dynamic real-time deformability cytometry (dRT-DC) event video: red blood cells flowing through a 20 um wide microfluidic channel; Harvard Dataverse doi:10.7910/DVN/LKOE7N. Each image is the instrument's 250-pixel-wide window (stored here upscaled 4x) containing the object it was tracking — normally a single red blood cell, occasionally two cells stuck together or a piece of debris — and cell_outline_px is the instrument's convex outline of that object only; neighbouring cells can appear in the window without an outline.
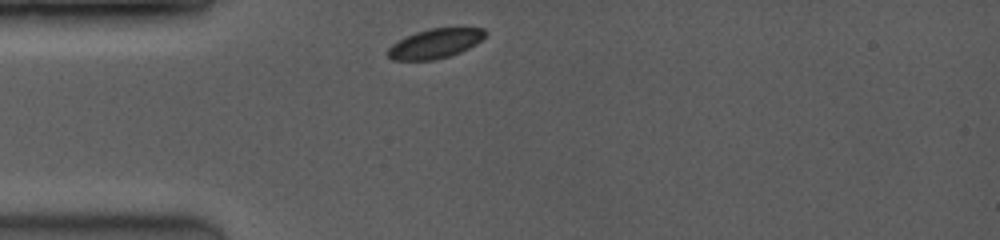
{"species": "common noctule bat (a hibernating species)", "species_latin": "Nyctalus noctula", "temperature_condition": "room temperature", "stored_images_in_passage": 24, "camera_frame_rate_fps": 3500, "um_per_image_px": 0.085, "animal": {"sex": "female", "body_mass_g": 19.0, "forearm_length_mm": 53.3}, "frame": {"image": 1, "passage_image": 1, "time_ms": 0.0, "image_size_px": [1000, 240], "cell_outline_px": [[488, 32], [476, 44], [460, 52], [448, 56], [432, 60], [392, 60], [384, 52], [396, 40], [416, 32], [428, 28], [484, 28]], "centroid_in_image_um": [36.93, 3.7], "position_along_channel_um": 48.1, "area_um2": 16.82}}
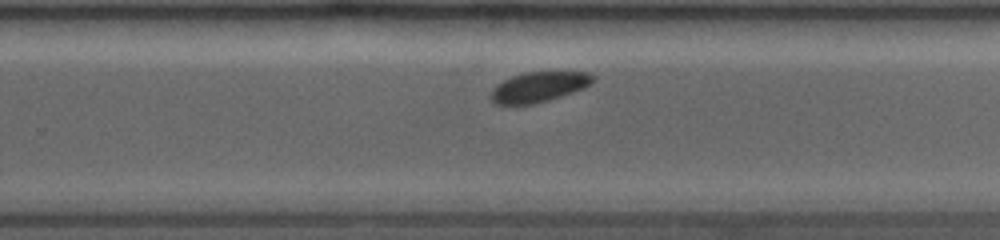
{"frame": {"image": 2, "passage_image": 19, "time_ms": 6.286, "image_size_px": [1000, 240], "cell_outline_px": [[596, 80], [592, 84], [584, 88], [548, 100], [532, 104], [496, 104], [488, 96], [492, 88], [504, 80], [512, 76], [524, 72], [592, 72], [596, 76]], "centroid_in_image_um": [45.83, 7.37], "position_along_channel_um": 284.0, "area_um2": 18.03}}
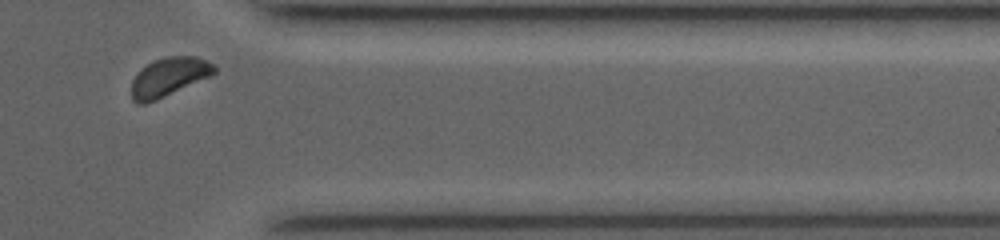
{"frame": {"image": 3, "passage_image": 24, "time_ms": 9.143, "image_size_px": [1000, 240], "cell_outline_px": [[216, 72], [212, 76], [156, 100], [144, 104], [136, 104], [132, 100], [132, 80], [148, 64], [156, 60], [168, 56], [196, 56], [212, 64], [216, 68]], "centroid_in_image_um": [14.38, 6.56], "position_along_channel_um": 397.0, "area_um2": 18.44}, "authors_computed_cell_mechanics": {"area_um2": 19.2474, "velocity_mm_per_s": 3.9765, "shape_relaxation_time_tau1_ms": null, "shape_relaxation_time_tau2_ms": 6.6293, "deformation_change_tau1": null, "deformation_change_tau2": 0.0862}}